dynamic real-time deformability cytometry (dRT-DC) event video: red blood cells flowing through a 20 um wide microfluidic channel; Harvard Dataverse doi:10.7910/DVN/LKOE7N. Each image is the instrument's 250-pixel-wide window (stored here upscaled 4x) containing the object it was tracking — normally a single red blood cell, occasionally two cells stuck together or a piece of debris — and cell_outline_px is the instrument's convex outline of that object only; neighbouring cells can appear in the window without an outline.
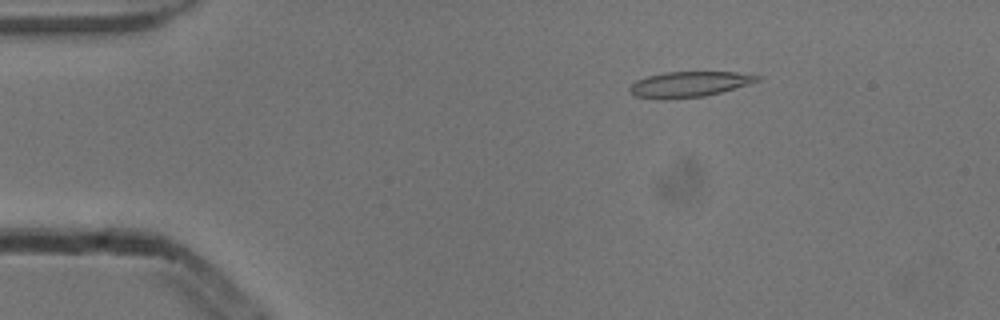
{"species": "common noctule bat (a hibernating species)", "species_latin": "Nyctalus noctula", "temperature_condition": "cold", "stored_images_in_passage": 4, "camera_frame_rate_fps": 3000, "um_per_image_px": 0.085, "animal": {"sex": "male", "body_mass_g": 13.3}, "frame": {"image": 1, "passage_image": 3, "time_ms": 0.667, "image_size_px": [1000, 320], "cell_outline_px": [[760, 80], [748, 84], [720, 92], [704, 96], [636, 96], [628, 88], [636, 80], [648, 76], [664, 72], [736, 72], [760, 76]], "centroid_in_image_um": [58.65, 7.1], "position_along_channel_um": 26.4, "area_um2": 17.8}}
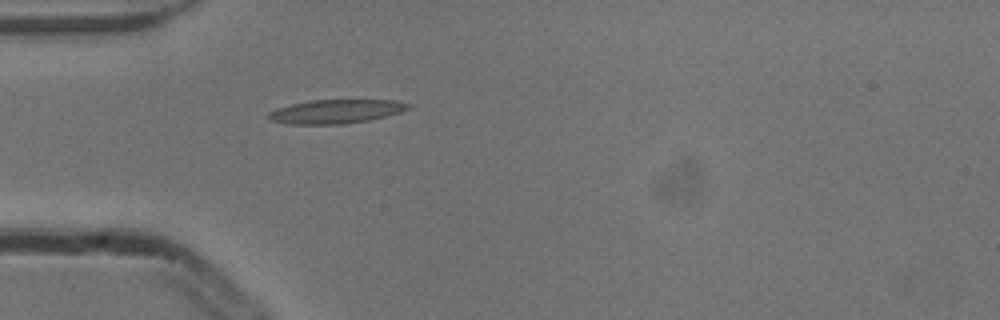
{"frame": {"image": 2, "passage_image": 4, "time_ms": 1.0, "image_size_px": [1000, 320], "cell_outline_px": [[412, 108], [388, 116], [368, 120], [344, 124], [288, 124], [268, 120], [264, 116], [268, 112], [276, 108], [292, 104], [312, 100], [396, 100], [412, 104]], "centroid_in_image_um": [28.54, 9.48], "position_along_channel_um": 56.5, "area_um2": 19.71}}